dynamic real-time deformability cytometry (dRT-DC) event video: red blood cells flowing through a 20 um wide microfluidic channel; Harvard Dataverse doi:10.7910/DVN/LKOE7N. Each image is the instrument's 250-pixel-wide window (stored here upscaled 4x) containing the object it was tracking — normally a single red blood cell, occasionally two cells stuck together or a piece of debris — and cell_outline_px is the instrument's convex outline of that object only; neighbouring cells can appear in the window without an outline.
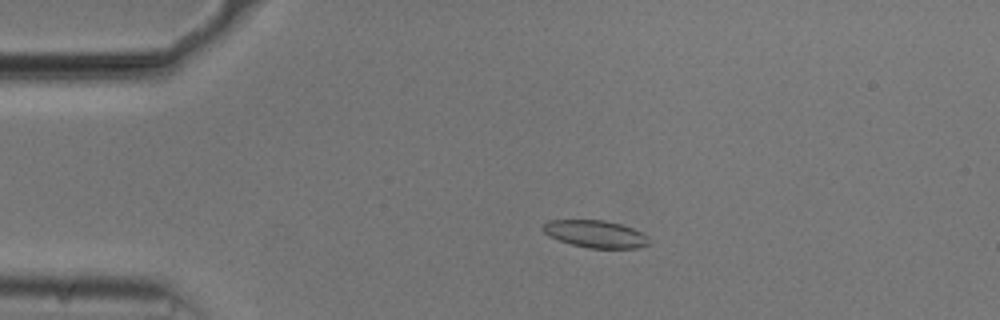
{"species": "common noctule bat (a hibernating species)", "species_latin": "Nyctalus noctula", "temperature_condition": "cold", "stored_images_in_passage": 36, "camera_frame_rate_fps": 3000, "um_per_image_px": 0.085, "animal": {"sex": "male", "body_mass_g": 20.5, "forearm_length_mm": 52.5}, "frame": {"image": 1, "passage_image": 2, "time_ms": 0.333, "image_size_px": [1000, 320], "cell_outline_px": [[652, 244], [640, 248], [588, 248], [572, 244], [548, 236], [544, 232], [544, 224], [548, 220], [604, 220], [620, 224], [632, 228], [648, 236]], "centroid_in_image_um": [50.67, 19.9], "position_along_channel_um": 34.3, "area_um2": 16.88}}
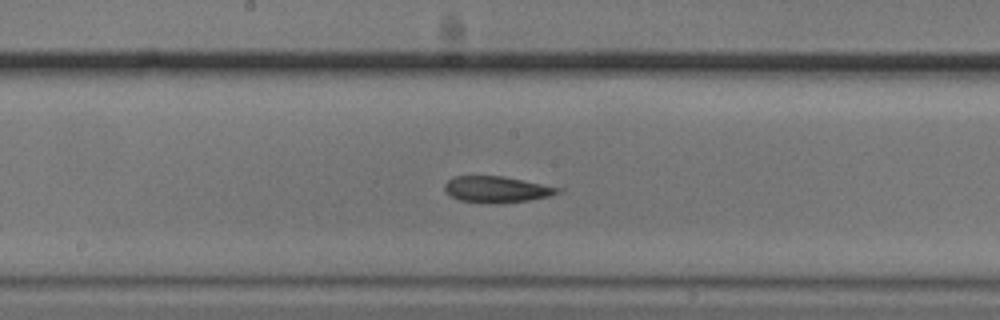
{"frame": {"image": 2, "passage_image": 19, "time_ms": 6.0, "image_size_px": [1000, 320], "cell_outline_px": [[564, 192], [548, 196], [528, 200], [496, 204], [488, 204], [460, 200], [444, 192], [444, 184], [448, 180], [456, 176], [504, 176], [564, 188]], "centroid_in_image_um": [42.25, 16.1], "position_along_channel_um": 205.9, "area_um2": 17.57}}
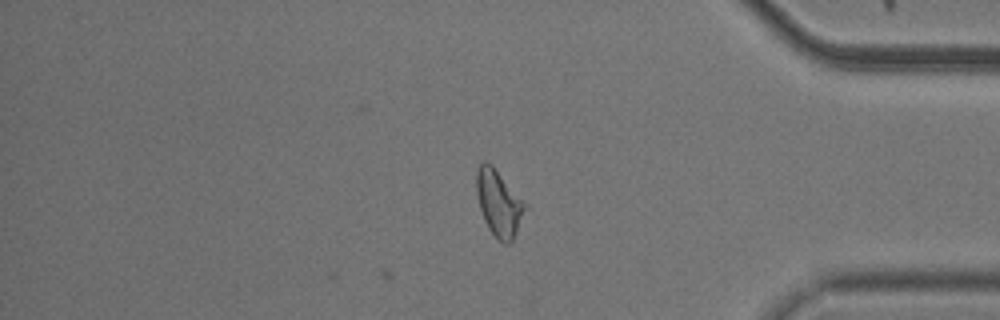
{"frame": {"image": 3, "passage_image": 36, "time_ms": 11.667, "image_size_px": [1000, 320], "cell_outline_px": [[528, 208], [512, 240], [508, 244], [504, 244], [488, 228], [484, 220], [480, 208], [476, 192], [476, 172], [480, 164], [484, 160], [492, 164], [528, 204]], "centroid_in_image_um": [42.43, 17.23], "position_along_channel_um": 392.8, "area_um2": 18.9}, "authors_computed_cell_mechanics": {"area_um2": 17.8313, "velocity_mm_per_s": 3.7235, "shape_relaxation_time_tau1_ms": 4.8554, "shape_relaxation_time_tau2_ms": 5.6219, "deformation_change_tau1": 0.0873, "deformation_change_tau2": 0.1778}}